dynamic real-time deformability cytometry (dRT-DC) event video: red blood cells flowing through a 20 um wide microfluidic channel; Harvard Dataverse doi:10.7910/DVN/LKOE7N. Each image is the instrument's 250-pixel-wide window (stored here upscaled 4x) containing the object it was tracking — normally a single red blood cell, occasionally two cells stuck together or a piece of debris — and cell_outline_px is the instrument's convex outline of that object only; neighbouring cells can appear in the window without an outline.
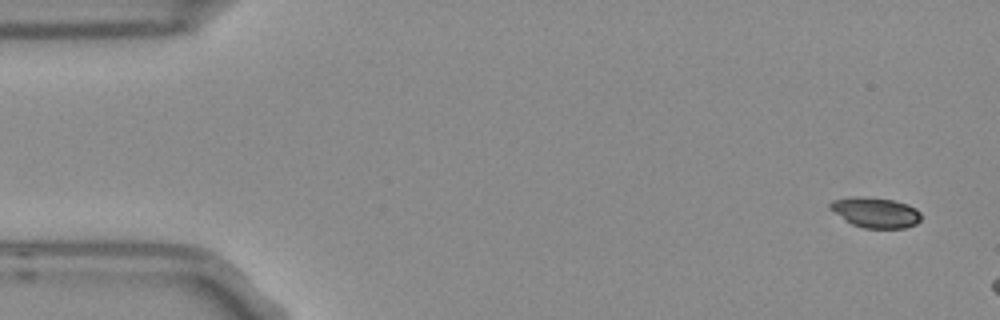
{"species": "Egyptian fruit bat (a non-hibernating species)", "species_latin": "Rousettus aegyptiacus", "temperature_condition": "room temperature", "stored_images_in_passage": 7, "camera_frame_rate_fps": 3000, "um_per_image_px": 0.085, "frame": {"image": 1, "passage_image": 1, "time_ms": 0.0, "image_size_px": [1000, 320], "cell_outline_px": [[920, 220], [916, 224], [904, 228], [864, 228], [852, 224], [828, 208], [828, 204], [832, 200], [848, 196], [856, 196], [892, 200], [908, 204], [916, 208], [920, 212]], "centroid_in_image_um": [74.39, 18.05], "position_along_channel_um": 10.6, "area_um2": 16.07}}
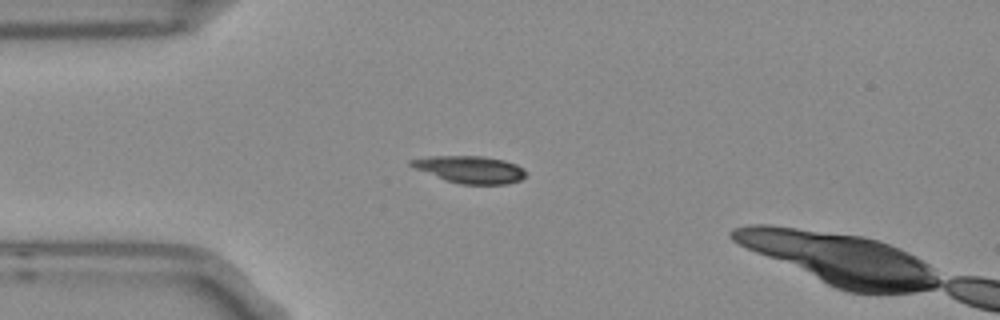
{"frame": {"image": 2, "passage_image": 4, "time_ms": 1.0, "image_size_px": [1000, 320], "cell_outline_px": [[528, 172], [520, 180], [508, 184], [460, 184], [412, 168], [408, 164], [408, 160], [428, 156], [480, 156], [504, 160], [516, 164], [524, 168]], "centroid_in_image_um": [39.95, 14.4], "position_along_channel_um": 45.0, "area_um2": 18.21}}
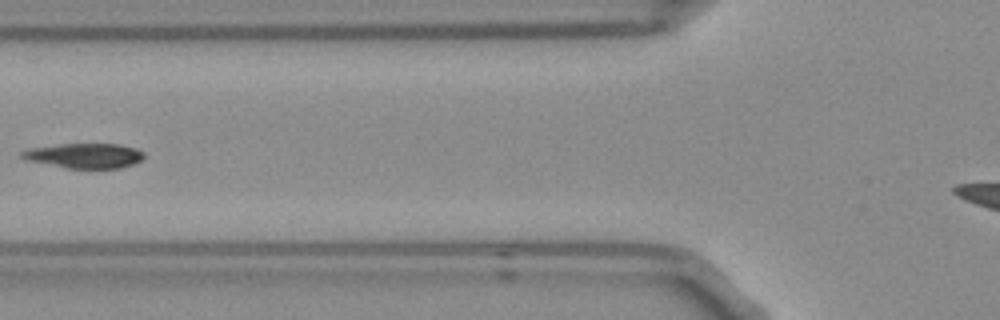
{"frame": {"image": 3, "passage_image": 6, "time_ms": 1.667, "image_size_px": [1000, 320], "cell_outline_px": [[144, 156], [140, 160], [132, 164], [120, 168], [68, 168], [28, 160], [20, 156], [20, 152], [32, 148], [60, 144], [120, 144], [136, 148], [144, 152]], "centroid_in_image_um": [7.22, 13.22], "position_along_channel_um": 118.6, "area_um2": 17.46}}